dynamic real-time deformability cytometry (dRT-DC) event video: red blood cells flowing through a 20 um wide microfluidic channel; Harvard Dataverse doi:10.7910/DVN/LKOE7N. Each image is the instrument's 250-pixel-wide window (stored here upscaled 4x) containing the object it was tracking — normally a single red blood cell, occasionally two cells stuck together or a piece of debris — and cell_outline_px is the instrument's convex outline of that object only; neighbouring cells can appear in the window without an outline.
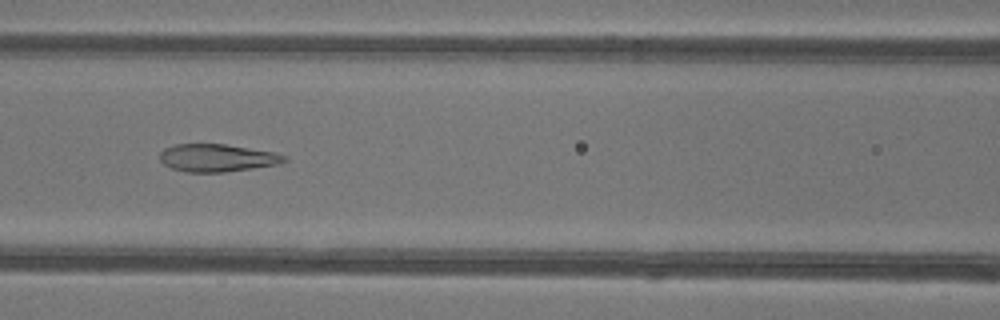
{"species": "common noctule bat (a hibernating species)", "species_latin": "Nyctalus noctula", "temperature_condition": "warm", "stored_images_in_passage": 31, "camera_frame_rate_fps": 3000, "um_per_image_px": 0.085, "animal": {"sex": "female"}, "frame": {"image": 1, "passage_image": 7, "time_ms": 2.0, "image_size_px": [1000, 320], "cell_outline_px": [[288, 160], [280, 164], [224, 172], [188, 172], [172, 168], [164, 164], [160, 160], [160, 152], [164, 148], [176, 144], [224, 144], [272, 152], [288, 156]], "centroid_in_image_um": [18.46, 13.42], "position_along_channel_um": 148.1, "area_um2": 19.94}}
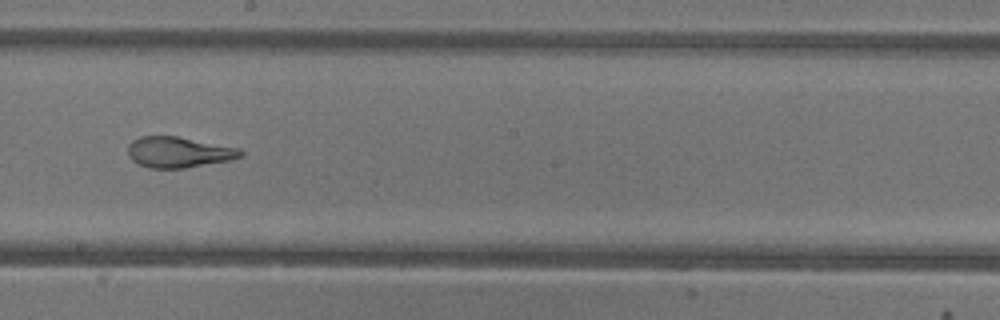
{"frame": {"image": 2, "passage_image": 13, "time_ms": 4.0, "image_size_px": [1000, 320], "cell_outline_px": [[244, 156], [228, 160], [184, 168], [148, 168], [132, 160], [128, 156], [128, 144], [132, 140], [140, 136], [176, 136], [240, 148], [244, 152]], "centroid_in_image_um": [15.17, 12.93], "position_along_channel_um": 233.0, "area_um2": 20.17}}
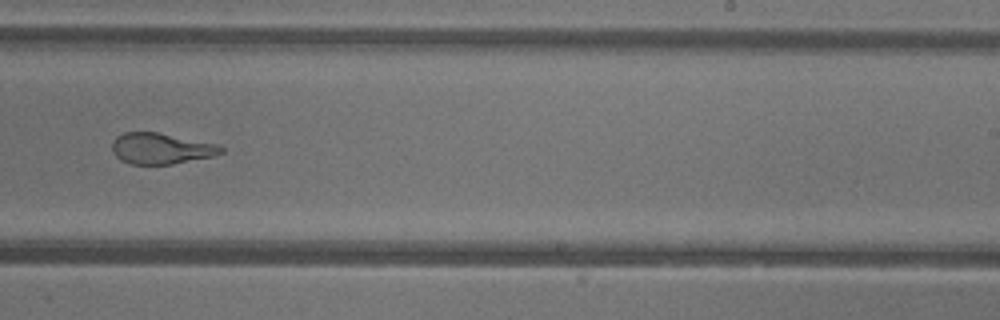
{"frame": {"image": 3, "passage_image": 16, "time_ms": 5.0, "image_size_px": [1000, 320], "cell_outline_px": [[224, 152], [212, 156], [172, 164], [132, 164], [120, 160], [112, 152], [112, 140], [116, 136], [124, 132], [156, 132], [216, 144], [224, 148]], "centroid_in_image_um": [13.64, 12.62], "position_along_channel_um": 275.4, "area_um2": 19.54}, "authors_computed_cell_mechanics": {"area_um2": 21.0392, "velocity_mm_per_s": 4.2513, "shape_relaxation_time_tau1_ms": null, "shape_relaxation_time_tau2_ms": 1.0812, "deformation_change_tau1": null, "deformation_change_tau2": 0.0794}}